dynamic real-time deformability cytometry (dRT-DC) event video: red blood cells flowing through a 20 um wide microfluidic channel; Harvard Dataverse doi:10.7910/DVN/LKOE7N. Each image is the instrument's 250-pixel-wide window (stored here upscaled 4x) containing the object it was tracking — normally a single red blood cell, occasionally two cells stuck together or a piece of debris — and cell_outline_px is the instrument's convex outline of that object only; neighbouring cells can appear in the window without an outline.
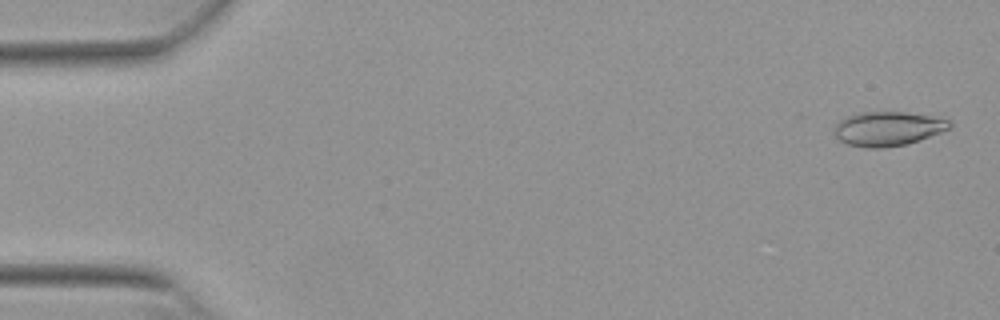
{"species": "Egyptian fruit bat (a non-hibernating species)", "species_latin": "Rousettus aegyptiacus", "temperature_condition": "warm", "stored_images_in_passage": 53, "camera_frame_rate_fps": 3000, "um_per_image_px": 0.085, "animal": {"sex": "female"}, "frame": {"image": 1, "passage_image": 2, "time_ms": 0.333, "image_size_px": [1000, 320], "cell_outline_px": [[952, 124], [948, 128], [940, 132], [904, 144], [884, 148], [868, 148], [848, 144], [840, 140], [836, 136], [832, 128], [840, 120], [848, 116], [860, 112], [904, 112], [928, 116], [948, 120]], "centroid_in_image_um": [75.39, 10.94], "position_along_channel_um": 9.6, "area_um2": 22.54}}
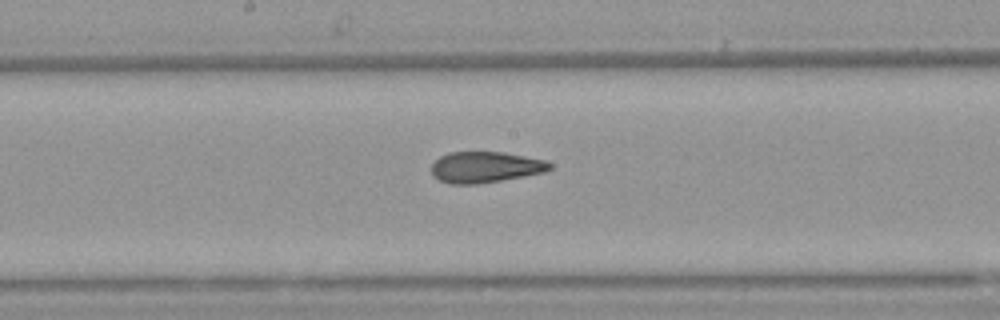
{"frame": {"image": 2, "passage_image": 28, "time_ms": 9.0, "image_size_px": [1000, 320], "cell_outline_px": [[552, 168], [544, 172], [524, 176], [480, 184], [448, 184], [432, 176], [432, 164], [440, 156], [448, 152], [504, 152], [544, 160], [552, 164]], "centroid_in_image_um": [41.23, 14.21], "position_along_channel_um": 207.0, "area_um2": 21.44}}
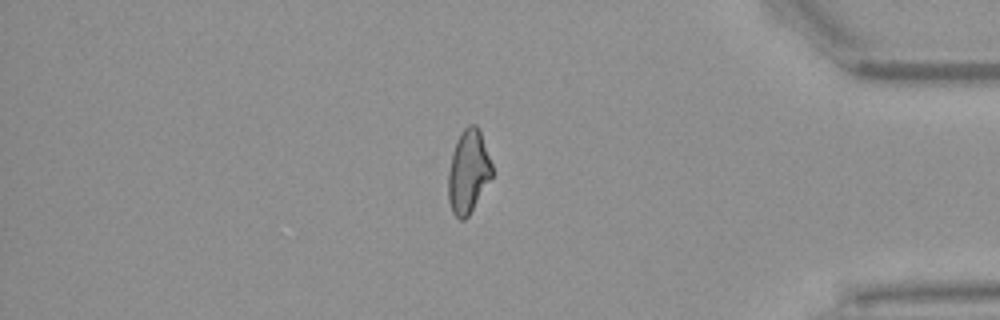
{"frame": {"image": 3, "passage_image": 45, "time_ms": 14.667, "image_size_px": [1000, 320], "cell_outline_px": [[492, 176], [468, 216], [464, 220], [460, 220], [452, 212], [448, 200], [448, 172], [452, 152], [456, 140], [460, 132], [468, 124], [476, 124], [480, 128], [492, 164]], "centroid_in_image_um": [39.79, 14.54], "position_along_channel_um": 395.4, "area_um2": 21.39}, "authors_computed_cell_mechanics": {"area_um2": 22.0796, "velocity_mm_per_s": 3.8698, "shape_relaxation_time_tau1_ms": null, "shape_relaxation_time_tau2_ms": 2.1168, "deformation_change_tau1": null, "deformation_change_tau2": 0.0953}}